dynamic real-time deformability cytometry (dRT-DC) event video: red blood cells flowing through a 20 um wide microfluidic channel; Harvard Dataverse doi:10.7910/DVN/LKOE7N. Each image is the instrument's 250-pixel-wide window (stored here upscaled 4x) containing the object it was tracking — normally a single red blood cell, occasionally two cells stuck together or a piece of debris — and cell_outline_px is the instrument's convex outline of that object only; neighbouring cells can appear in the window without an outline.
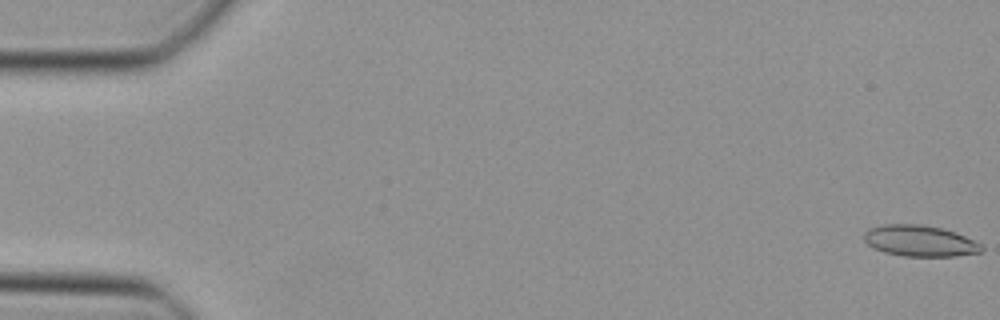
{"species": "Egyptian fruit bat (a non-hibernating species)", "species_latin": "Rousettus aegyptiacus", "temperature_condition": "cold", "stored_images_in_passage": 13, "camera_frame_rate_fps": 3000, "um_per_image_px": 0.085, "animal": {"sex": "female"}, "frame": {"image": 1, "passage_image": 1, "time_ms": 0.0, "image_size_px": [1000, 320], "cell_outline_px": [[984, 248], [980, 252], [956, 256], [904, 256], [884, 252], [872, 248], [864, 240], [864, 232], [868, 228], [884, 224], [920, 224], [944, 228], [956, 232], [980, 244]], "centroid_in_image_um": [78.15, 20.46], "position_along_channel_um": 6.8, "area_um2": 21.39}}